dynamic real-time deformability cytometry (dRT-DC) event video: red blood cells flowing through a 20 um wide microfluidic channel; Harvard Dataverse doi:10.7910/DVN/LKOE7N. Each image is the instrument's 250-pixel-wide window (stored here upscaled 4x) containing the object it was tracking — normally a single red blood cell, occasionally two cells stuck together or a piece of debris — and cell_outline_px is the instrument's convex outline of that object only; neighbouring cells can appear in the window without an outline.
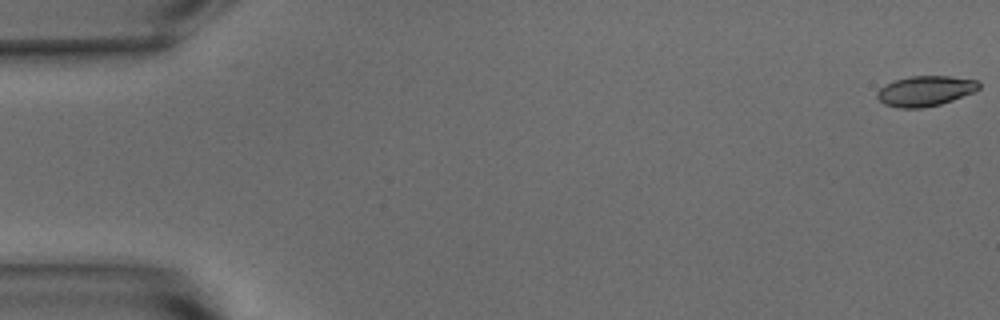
{"species": "common noctule bat (a hibernating species)", "species_latin": "Nyctalus noctula", "temperature_condition": "warm", "stored_images_in_passage": 15, "camera_frame_rate_fps": 3000, "um_per_image_px": 0.085, "animal": {"sex": "male", "body_mass_g": 15.6}, "frame": {"image": 1, "passage_image": 1, "time_ms": 0.0, "image_size_px": [1000, 320], "cell_outline_px": [[980, 88], [972, 92], [952, 100], [940, 104], [924, 108], [900, 108], [884, 104], [876, 96], [876, 92], [880, 88], [896, 80], [912, 76], [948, 76], [976, 80], [980, 84]], "centroid_in_image_um": [78.64, 7.74], "position_along_channel_um": 6.4, "area_um2": 17.69}}
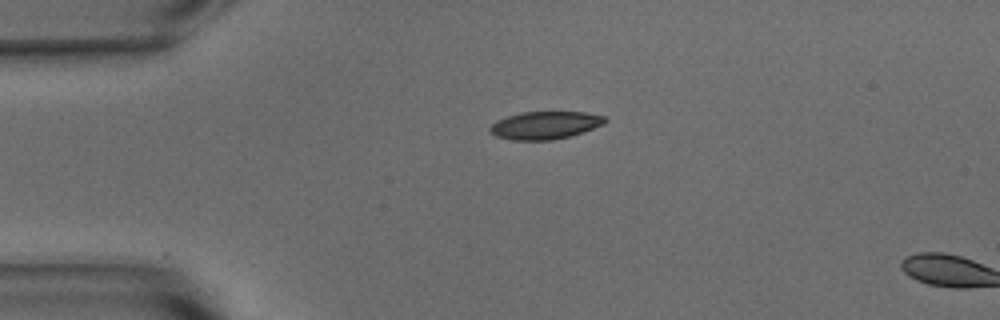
{"frame": {"image": 2, "passage_image": 13, "time_ms": 4.0, "image_size_px": [1000, 320], "cell_outline_px": [[608, 120], [604, 124], [572, 136], [552, 140], [512, 140], [496, 136], [488, 132], [488, 128], [496, 120], [520, 112], [584, 112], [604, 116]], "centroid_in_image_um": [46.31, 10.65], "position_along_channel_um": 38.7, "area_um2": 18.73}}